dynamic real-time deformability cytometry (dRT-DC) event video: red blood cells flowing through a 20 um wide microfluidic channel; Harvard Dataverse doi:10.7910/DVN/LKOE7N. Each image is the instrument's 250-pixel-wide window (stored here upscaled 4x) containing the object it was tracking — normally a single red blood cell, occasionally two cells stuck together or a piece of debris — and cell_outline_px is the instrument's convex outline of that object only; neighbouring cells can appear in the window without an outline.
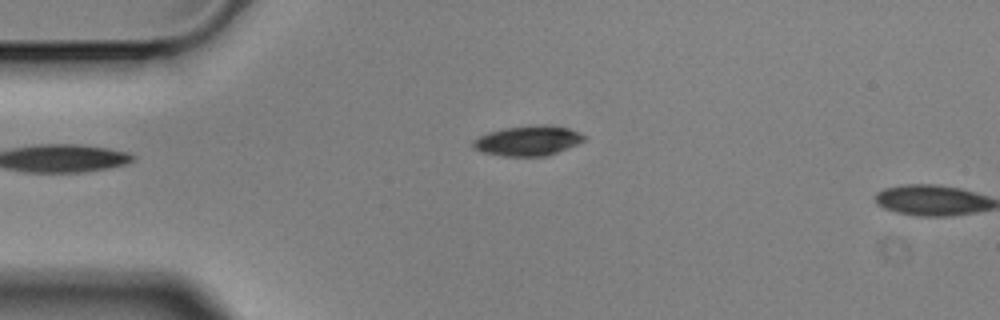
{"species": "Egyptian fruit bat (a non-hibernating species)", "species_latin": "Rousettus aegyptiacus", "temperature_condition": "cold", "stored_images_in_passage": 4, "camera_frame_rate_fps": 3000, "um_per_image_px": 0.085, "animal": {"sex": "male"}, "frame": {"image": 1, "passage_image": 4, "time_ms": 1.0, "image_size_px": [1000, 320], "cell_outline_px": [[588, 136], [584, 140], [568, 148], [548, 156], [504, 156], [484, 152], [472, 148], [472, 140], [488, 132], [504, 128], [548, 124], [568, 128], [580, 132]], "centroid_in_image_um": [44.9, 11.96], "position_along_channel_um": 40.1, "area_um2": 19.42}}